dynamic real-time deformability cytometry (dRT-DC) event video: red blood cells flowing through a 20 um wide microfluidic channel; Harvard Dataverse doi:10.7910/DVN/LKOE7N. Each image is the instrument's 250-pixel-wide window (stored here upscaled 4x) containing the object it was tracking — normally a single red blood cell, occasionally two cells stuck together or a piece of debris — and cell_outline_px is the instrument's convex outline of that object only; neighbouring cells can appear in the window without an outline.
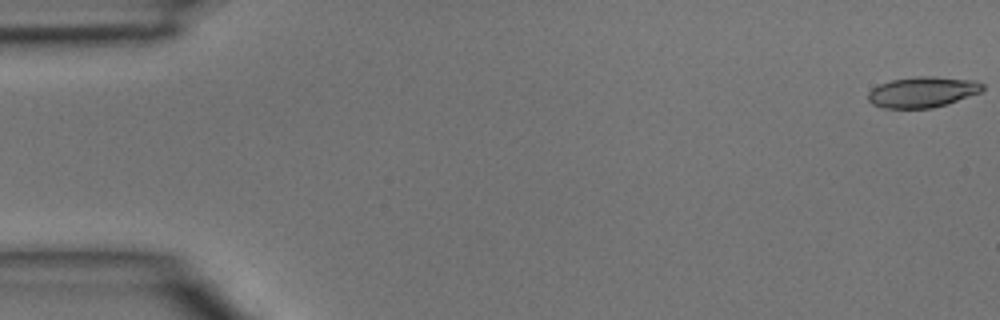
{"species": "common noctule bat (a hibernating species)", "species_latin": "Nyctalus noctula", "temperature_condition": "room temperature", "stored_images_in_passage": 46, "camera_frame_rate_fps": 3000, "um_per_image_px": 0.085, "animal": {"sex": "male", "body_mass_g": 15.6}, "frame": {"image": 1, "passage_image": 1, "time_ms": 0.0, "image_size_px": [1000, 320], "cell_outline_px": [[984, 88], [980, 92], [932, 108], [884, 108], [872, 104], [868, 100], [868, 92], [872, 88], [880, 84], [892, 80], [916, 76], [932, 76], [976, 80], [984, 84]], "centroid_in_image_um": [78.39, 7.81], "position_along_channel_um": 6.6, "area_um2": 20.35}}
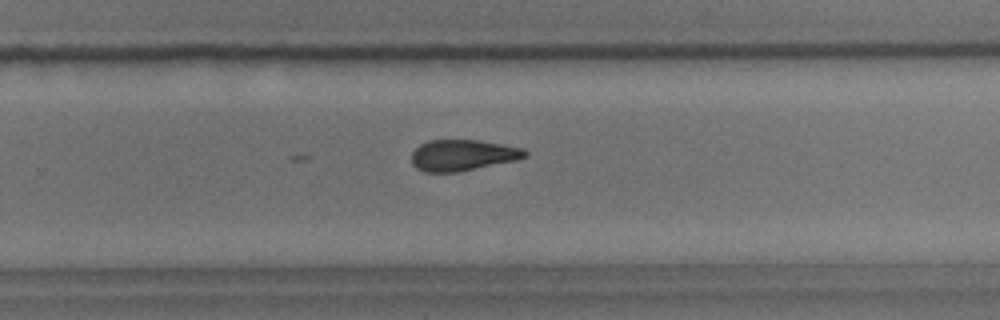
{"frame": {"image": 2, "passage_image": 30, "time_ms": 9.667, "image_size_px": [1000, 320], "cell_outline_px": [[528, 156], [516, 160], [456, 172], [424, 172], [416, 168], [412, 164], [412, 152], [420, 144], [428, 140], [480, 140], [524, 148], [528, 152]], "centroid_in_image_um": [39.33, 13.18], "position_along_channel_um": 290.5, "area_um2": 20.58}}
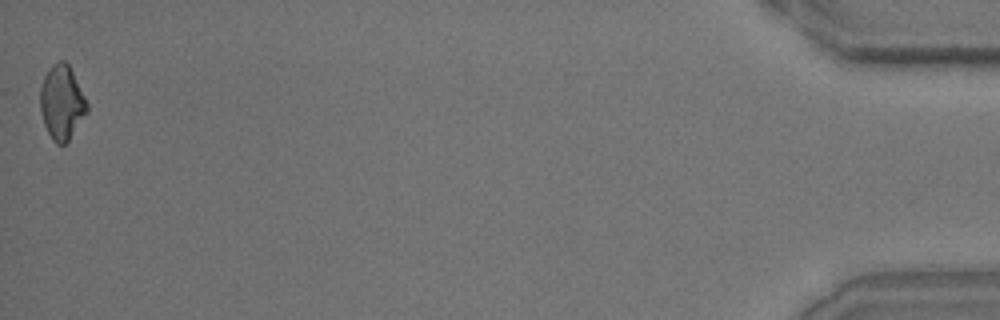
{"frame": {"image": 3, "passage_image": 46, "time_ms": 15.0, "image_size_px": [1000, 320], "cell_outline_px": [[88, 112], [68, 140], [64, 144], [56, 144], [52, 140], [44, 124], [40, 108], [40, 88], [44, 76], [48, 68], [52, 64], [60, 60], [64, 60], [68, 64], [88, 104]], "centroid_in_image_um": [5.24, 8.7], "position_along_channel_um": 430.0, "area_um2": 20.11}}